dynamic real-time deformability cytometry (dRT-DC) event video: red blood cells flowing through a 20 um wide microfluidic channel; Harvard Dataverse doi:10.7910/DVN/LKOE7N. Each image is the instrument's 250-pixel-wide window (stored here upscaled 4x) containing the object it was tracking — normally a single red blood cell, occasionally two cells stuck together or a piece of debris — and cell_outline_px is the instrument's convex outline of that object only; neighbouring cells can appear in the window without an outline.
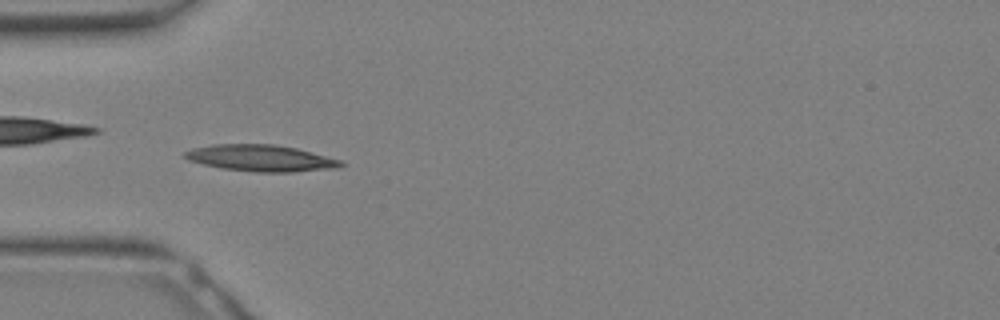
{"species": "Egyptian fruit bat (a non-hibernating species)", "species_latin": "Rousettus aegyptiacus", "temperature_condition": "warm", "stored_images_in_passage": 31, "camera_frame_rate_fps": 3000, "um_per_image_px": 0.085, "animal": {"sex": "female"}, "frame": {"image": 1, "passage_image": 9, "time_ms": 2.667, "image_size_px": [1000, 320], "cell_outline_px": [[344, 164], [336, 168], [292, 172], [256, 172], [224, 168], [204, 164], [188, 160], [184, 156], [184, 152], [192, 148], [212, 144], [276, 144], [296, 148], [344, 160]], "centroid_in_image_um": [22.2, 13.43], "position_along_channel_um": 62.8, "area_um2": 24.1}}
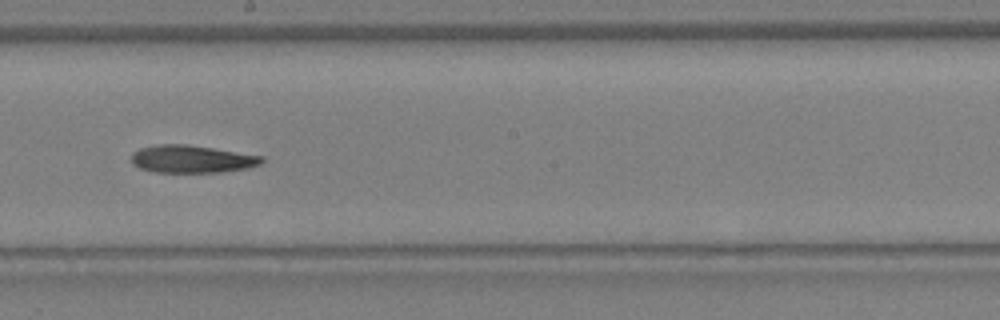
{"frame": {"image": 2, "passage_image": 17, "time_ms": 5.333, "image_size_px": [1000, 320], "cell_outline_px": [[264, 160], [260, 164], [248, 168], [220, 172], [156, 172], [140, 168], [132, 164], [132, 152], [140, 148], [156, 144], [188, 144], [264, 156]], "centroid_in_image_um": [16.3, 13.51], "position_along_channel_um": 231.9, "area_um2": 21.04}}
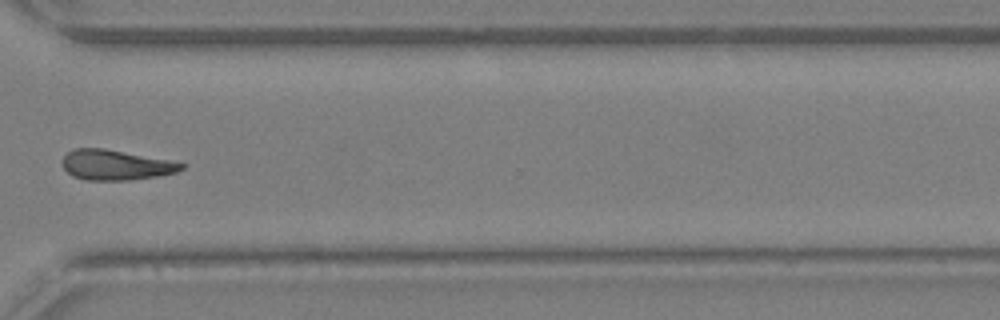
{"frame": {"image": 3, "passage_image": 23, "time_ms": 7.333, "image_size_px": [1000, 320], "cell_outline_px": [[188, 164], [184, 168], [176, 172], [160, 176], [128, 180], [84, 180], [72, 176], [60, 164], [60, 160], [72, 148], [104, 148], [168, 160]], "centroid_in_image_um": [9.8, 14.02], "position_along_channel_um": 360.8, "area_um2": 21.1}}